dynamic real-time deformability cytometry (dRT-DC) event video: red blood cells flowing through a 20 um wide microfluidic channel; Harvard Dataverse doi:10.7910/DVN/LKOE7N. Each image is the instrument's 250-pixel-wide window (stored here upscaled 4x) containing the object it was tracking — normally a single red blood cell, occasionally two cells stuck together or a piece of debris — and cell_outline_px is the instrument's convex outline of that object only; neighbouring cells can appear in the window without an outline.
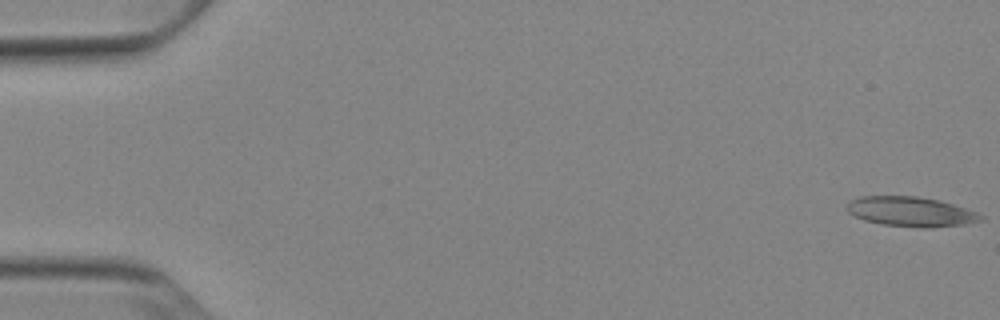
{"species": "Egyptian fruit bat (a non-hibernating species)", "species_latin": "Rousettus aegyptiacus", "temperature_condition": "cold", "stored_images_in_passage": 52, "camera_frame_rate_fps": 3000, "um_per_image_px": 0.085, "animal": {"sex": "female"}, "frame": {"image": 1, "passage_image": 1, "time_ms": 0.0, "image_size_px": [1000, 320], "cell_outline_px": [[984, 220], [964, 224], [928, 228], [920, 228], [880, 224], [864, 220], [848, 212], [848, 204], [852, 200], [860, 196], [916, 196], [940, 200], [976, 212], [984, 216]], "centroid_in_image_um": [77.44, 18.0], "position_along_channel_um": 7.6, "area_um2": 23.12}}
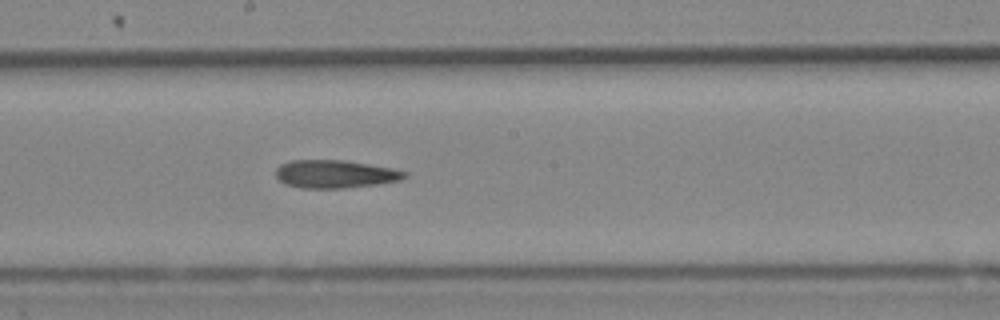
{"frame": {"image": 2, "passage_image": 29, "time_ms": 9.333, "image_size_px": [1000, 320], "cell_outline_px": [[408, 176], [400, 180], [376, 184], [344, 188], [300, 188], [284, 184], [276, 176], [276, 168], [280, 164], [292, 160], [344, 160], [392, 168], [408, 172]], "centroid_in_image_um": [28.47, 14.79], "position_along_channel_um": 219.7, "area_um2": 21.04}}
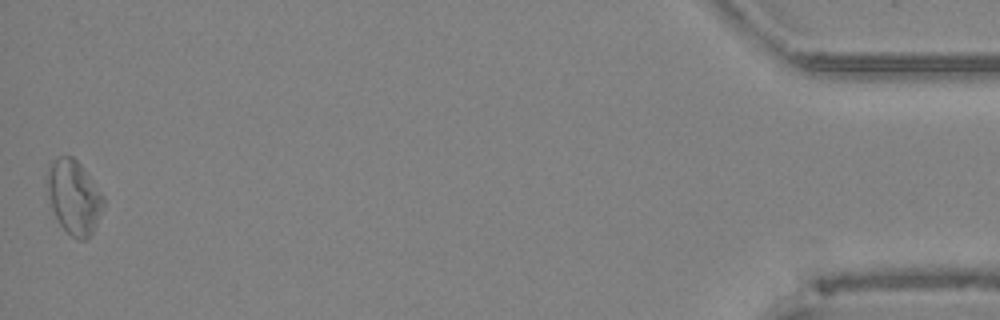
{"frame": {"image": 3, "passage_image": 52, "time_ms": 17.0, "image_size_px": [1000, 320], "cell_outline_px": [[104, 208], [92, 232], [84, 240], [80, 240], [72, 236], [60, 224], [52, 208], [44, 184], [44, 176], [48, 164], [56, 156], [72, 156], [80, 164], [104, 196]], "centroid_in_image_um": [6.23, 16.69], "position_along_channel_um": 429.0, "area_um2": 24.51}, "authors_computed_cell_mechanics": {"area_um2": 22.1952, "velocity_mm_per_s": 3.9013, "shape_relaxation_time_tau1_ms": null, "shape_relaxation_time_tau2_ms": 6.6332, "deformation_change_tau1": null, "deformation_change_tau2": 0.1898}}